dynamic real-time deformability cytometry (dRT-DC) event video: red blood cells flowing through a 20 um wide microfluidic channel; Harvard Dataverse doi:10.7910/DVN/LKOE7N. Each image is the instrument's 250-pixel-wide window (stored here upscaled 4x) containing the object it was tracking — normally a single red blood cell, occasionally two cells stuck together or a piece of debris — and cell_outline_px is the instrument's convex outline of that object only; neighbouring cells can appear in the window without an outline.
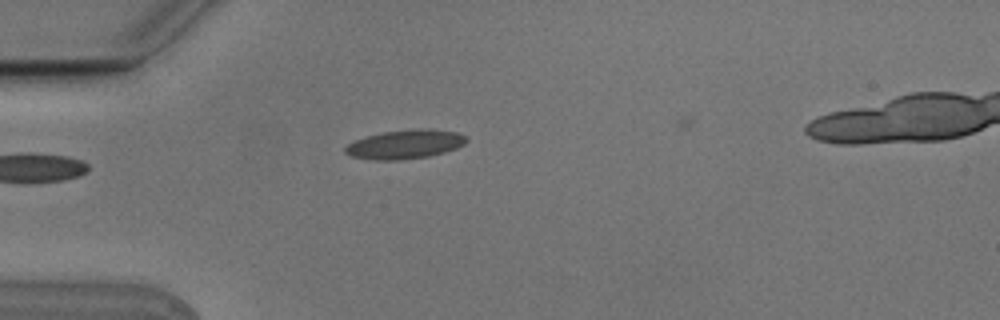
{"species": "Egyptian fruit bat (a non-hibernating species)", "species_latin": "Rousettus aegyptiacus", "temperature_condition": "cold", "stored_images_in_passage": 3, "camera_frame_rate_fps": 3000, "um_per_image_px": 0.085, "animal": {"sex": "male"}, "frame": {"image": 1, "passage_image": 3, "time_ms": 0.667, "image_size_px": [1000, 320], "cell_outline_px": [[468, 140], [464, 144], [456, 148], [444, 152], [428, 156], [400, 160], [372, 160], [352, 156], [344, 152], [344, 148], [352, 140], [380, 132], [416, 128], [428, 128], [456, 132], [464, 136]], "centroid_in_image_um": [34.39, 12.25], "position_along_channel_um": 50.6, "area_um2": 20.63}}